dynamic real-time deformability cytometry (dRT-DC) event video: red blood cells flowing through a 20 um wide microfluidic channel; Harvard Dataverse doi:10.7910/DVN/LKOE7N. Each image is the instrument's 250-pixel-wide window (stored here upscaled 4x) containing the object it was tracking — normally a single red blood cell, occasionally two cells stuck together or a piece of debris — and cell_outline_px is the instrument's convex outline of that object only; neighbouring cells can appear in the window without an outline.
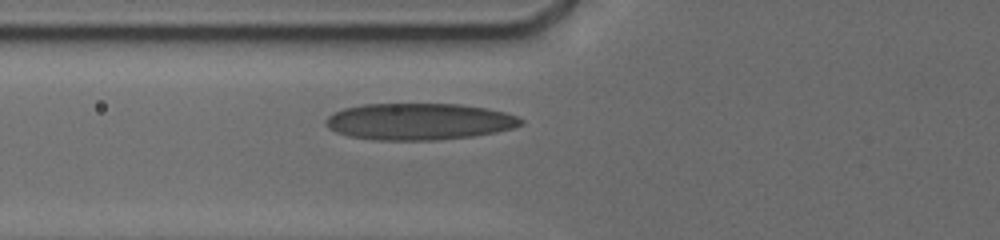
{"species": "human", "species_latin": "Homo sapiens", "temperature_condition": "cold", "stored_images_in_passage": 7, "camera_frame_rate_fps": 3000, "um_per_image_px": 0.085, "donor": {"sex": "male"}, "frame": {"image": 1, "passage_image": 7, "time_ms": 3.667, "image_size_px": [1000, 240], "cell_outline_px": [[524, 124], [512, 128], [496, 132], [472, 136], [436, 140], [376, 140], [348, 136], [336, 132], [324, 120], [328, 116], [344, 108], [364, 104], [460, 104], [488, 108], [504, 112], [516, 116], [524, 120]], "centroid_in_image_um": [35.66, 10.33], "position_along_channel_um": 90.1, "area_um2": 41.56}}